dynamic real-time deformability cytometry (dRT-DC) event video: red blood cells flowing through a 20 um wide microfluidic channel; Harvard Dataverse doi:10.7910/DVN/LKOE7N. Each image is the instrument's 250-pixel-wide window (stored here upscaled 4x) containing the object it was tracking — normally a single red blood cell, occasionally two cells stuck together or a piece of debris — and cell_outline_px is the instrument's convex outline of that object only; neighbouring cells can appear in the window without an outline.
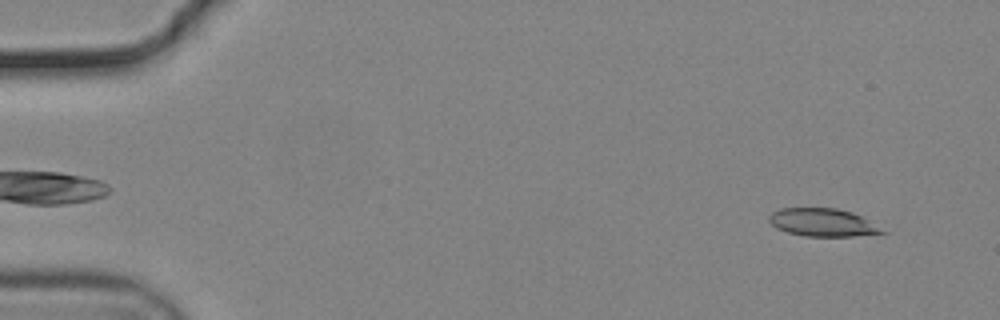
{"species": "common noctule bat (a hibernating species)", "species_latin": "Nyctalus noctula", "temperature_condition": "cold", "stored_images_in_passage": 55, "camera_frame_rate_fps": 3000, "um_per_image_px": 0.085, "animal": {"sex": "male", "body_mass_g": 19.2, "forearm_length_mm": 51.8}, "frame": {"image": 1, "passage_image": 4, "time_ms": 1.0, "image_size_px": [1000, 320], "cell_outline_px": [[888, 232], [852, 236], [804, 236], [788, 232], [776, 228], [768, 220], [768, 216], [772, 212], [780, 208], [836, 208], [852, 212], [860, 216]], "centroid_in_image_um": [69.88, 18.9], "position_along_channel_um": 15.1, "area_um2": 18.21}}
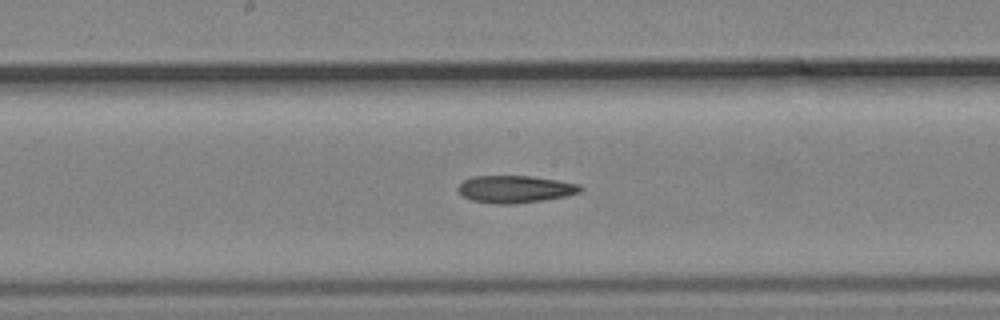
{"frame": {"image": 2, "passage_image": 29, "time_ms": 9.333, "image_size_px": [1000, 320], "cell_outline_px": [[584, 188], [580, 192], [568, 196], [544, 200], [512, 204], [492, 204], [472, 200], [464, 196], [456, 188], [464, 180], [472, 176], [528, 176], [556, 180], [580, 184]], "centroid_in_image_um": [43.8, 16.08], "position_along_channel_um": 204.4, "area_um2": 19.48}}
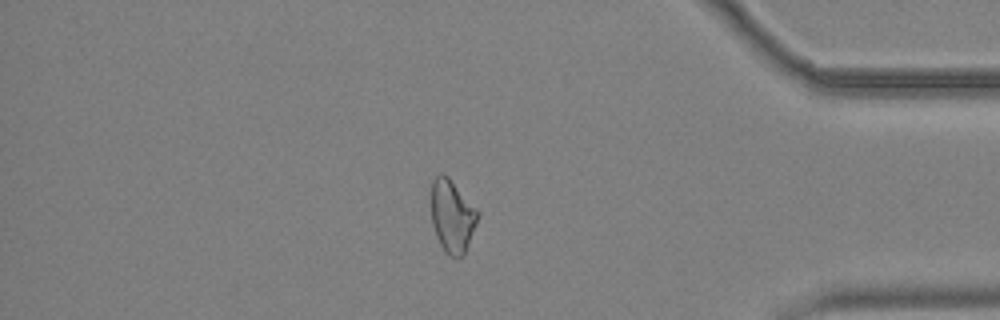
{"frame": {"image": 3, "passage_image": 47, "time_ms": 15.333, "image_size_px": [1000, 320], "cell_outline_px": [[480, 216], [464, 252], [456, 260], [448, 256], [444, 252], [436, 236], [432, 224], [432, 180], [440, 172], [448, 176], [480, 212]], "centroid_in_image_um": [38.44, 18.38], "position_along_channel_um": 396.8, "area_um2": 19.77}}